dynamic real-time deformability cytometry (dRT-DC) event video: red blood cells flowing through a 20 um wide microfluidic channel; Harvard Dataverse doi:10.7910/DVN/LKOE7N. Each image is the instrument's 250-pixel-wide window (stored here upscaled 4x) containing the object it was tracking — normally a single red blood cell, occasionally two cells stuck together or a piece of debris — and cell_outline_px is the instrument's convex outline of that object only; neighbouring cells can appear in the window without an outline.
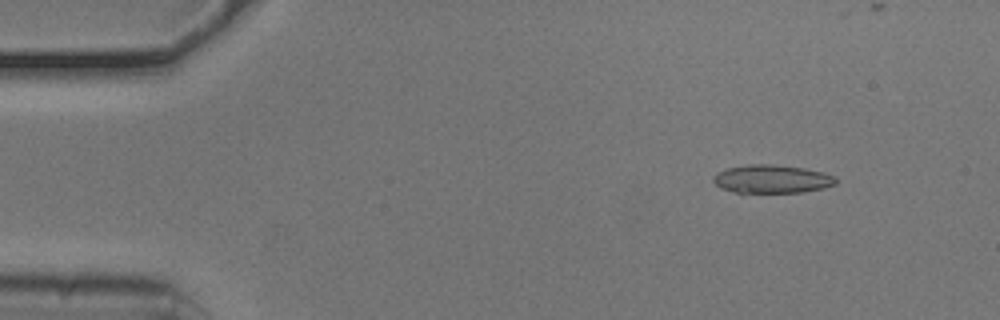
{"species": "common noctule bat (a hibernating species)", "species_latin": "Nyctalus noctula", "temperature_condition": "cold", "stored_images_in_passage": 46, "camera_frame_rate_fps": 3000, "um_per_image_px": 0.085, "animal": {"sex": "male", "body_mass_g": 20.5, "forearm_length_mm": 52.5}, "frame": {"image": 1, "passage_image": 5, "time_ms": 1.333, "image_size_px": [1000, 320], "cell_outline_px": [[836, 184], [804, 192], [736, 192], [720, 188], [712, 180], [712, 176], [716, 172], [728, 168], [748, 164], [772, 164], [804, 168], [824, 172], [836, 176]], "centroid_in_image_um": [65.59, 15.2], "position_along_channel_um": 19.4, "area_um2": 20.17}}
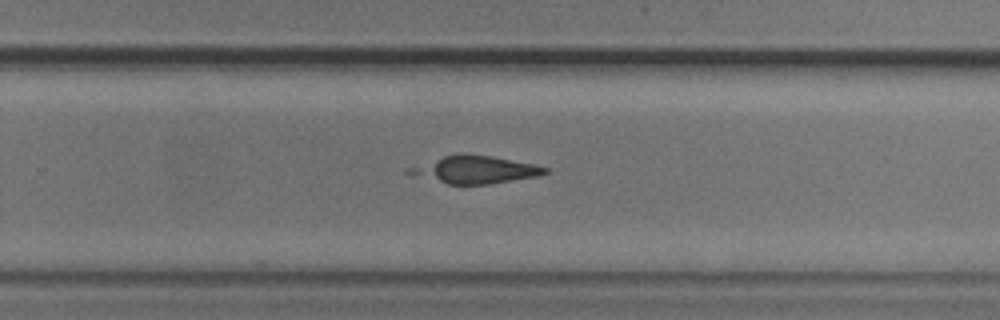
{"frame": {"image": 2, "passage_image": 33, "time_ms": 10.667, "image_size_px": [1000, 320], "cell_outline_px": [[548, 172], [540, 176], [488, 184], [448, 184], [440, 180], [428, 172], [428, 168], [436, 160], [444, 156], [456, 152], [464, 152], [492, 156], [536, 164], [548, 168]], "centroid_in_image_um": [40.97, 14.39], "position_along_channel_um": 288.8, "area_um2": 19.48}}
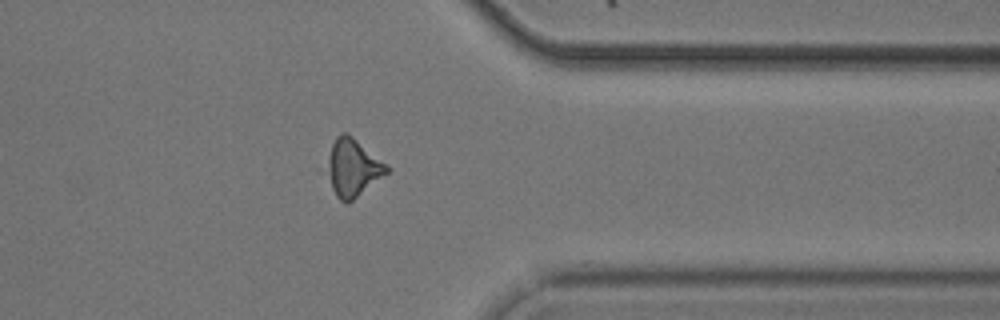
{"frame": {"image": 3, "passage_image": 41, "time_ms": 13.333, "image_size_px": [1000, 320], "cell_outline_px": [[392, 168], [388, 172], [348, 204], [340, 200], [336, 196], [332, 188], [328, 164], [328, 160], [332, 144], [336, 136], [340, 132], [348, 132]], "centroid_in_image_um": [30.03, 14.23], "position_along_channel_um": 381.4, "area_um2": 19.65}}